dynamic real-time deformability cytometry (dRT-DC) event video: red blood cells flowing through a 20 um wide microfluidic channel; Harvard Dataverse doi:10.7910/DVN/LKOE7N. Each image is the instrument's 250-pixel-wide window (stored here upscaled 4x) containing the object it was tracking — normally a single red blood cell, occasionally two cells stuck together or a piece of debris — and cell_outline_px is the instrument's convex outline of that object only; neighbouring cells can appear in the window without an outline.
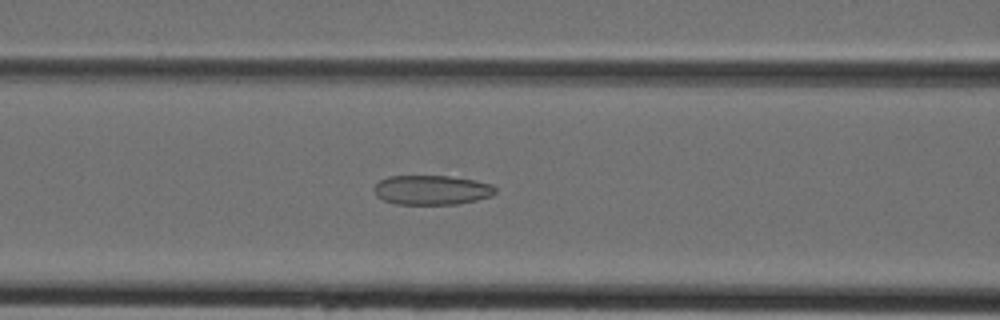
{"species": "Egyptian fruit bat (a non-hibernating species)", "species_latin": "Rousettus aegyptiacus", "temperature_condition": "cold", "stored_images_in_passage": 44, "camera_frame_rate_fps": 3000, "um_per_image_px": 0.085, "animal": {"sex": "female"}, "frame": {"image": 1, "passage_image": 18, "time_ms": 5.667, "image_size_px": [1000, 320], "cell_outline_px": [[496, 192], [492, 196], [476, 200], [456, 204], [396, 204], [384, 200], [376, 196], [372, 188], [380, 180], [388, 176], [448, 176], [476, 180], [492, 184], [496, 188]], "centroid_in_image_um": [36.7, 16.14], "position_along_channel_um": 129.9, "area_um2": 20.98}}
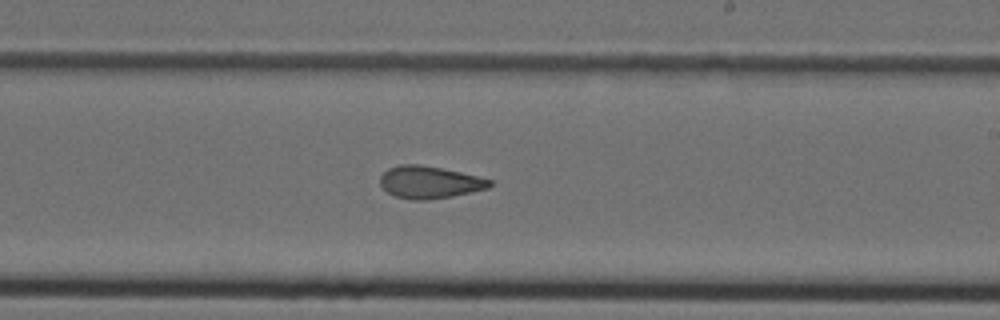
{"frame": {"image": 2, "passage_image": 26, "time_ms": 8.333, "image_size_px": [1000, 320], "cell_outline_px": [[492, 184], [488, 188], [472, 192], [452, 196], [424, 200], [412, 200], [396, 196], [388, 192], [380, 184], [380, 176], [388, 168], [400, 164], [420, 164], [460, 172], [492, 180]], "centroid_in_image_um": [36.49, 15.48], "position_along_channel_um": 252.5, "area_um2": 20.46}}
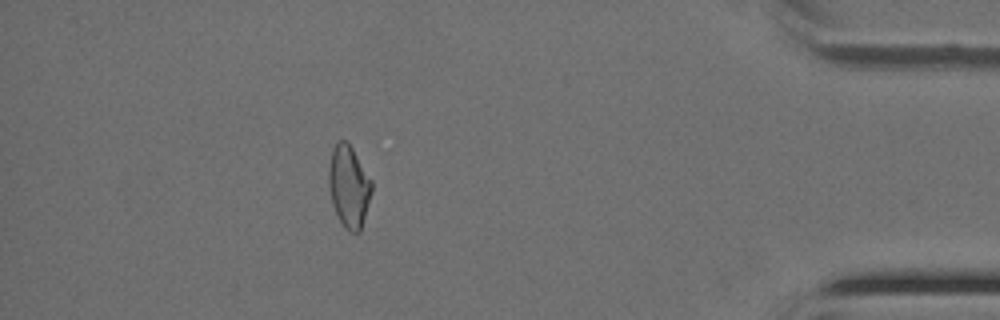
{"frame": {"image": 3, "passage_image": 39, "time_ms": 12.667, "image_size_px": [1000, 320], "cell_outline_px": [[372, 192], [360, 232], [348, 232], [344, 228], [332, 204], [328, 184], [328, 172], [332, 148], [336, 140], [348, 140], [372, 180]], "centroid_in_image_um": [29.65, 15.81], "position_along_channel_um": 405.6, "area_um2": 20.81}}